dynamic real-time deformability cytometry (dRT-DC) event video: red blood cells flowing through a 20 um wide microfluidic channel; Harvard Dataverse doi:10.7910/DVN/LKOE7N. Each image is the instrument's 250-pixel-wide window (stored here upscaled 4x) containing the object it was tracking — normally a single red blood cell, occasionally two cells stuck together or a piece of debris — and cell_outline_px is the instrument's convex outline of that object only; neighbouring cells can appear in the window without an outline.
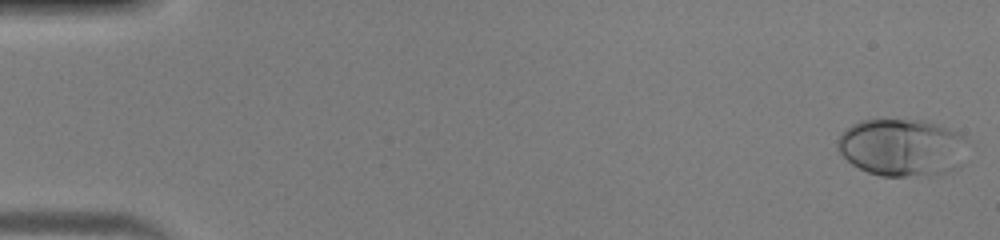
{"species": "human", "species_latin": "Homo sapiens", "temperature_condition": "warm", "stored_images_in_passage": 45, "camera_frame_rate_fps": 3000, "um_per_image_px": 0.085, "donor": {"sex": "male"}, "frame": {"image": 1, "passage_image": 1, "time_ms": 0.0, "image_size_px": [1000, 240], "cell_outline_px": [[964, 140], [960, 168], [944, 172], [908, 176], [880, 176], [868, 172], [852, 164], [836, 148], [836, 140], [852, 124], [860, 120], [928, 120], [940, 124], [956, 132]], "centroid_in_image_um": [76.62, 12.52], "position_along_channel_um": 8.4, "area_um2": 43.0}}
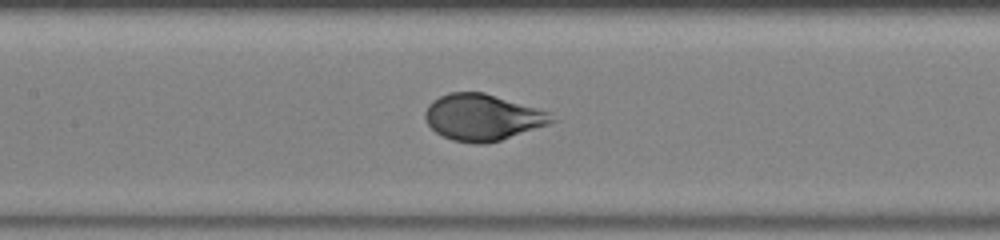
{"frame": {"image": 2, "passage_image": 22, "time_ms": 7.0, "image_size_px": [1000, 240], "cell_outline_px": [[556, 120], [548, 124], [500, 140], [484, 144], [476, 144], [452, 140], [436, 132], [428, 124], [424, 116], [424, 112], [428, 104], [432, 100], [448, 92], [484, 92], [552, 112]], "centroid_in_image_um": [41.01, 9.96], "position_along_channel_um": 166.4, "area_um2": 34.22}}
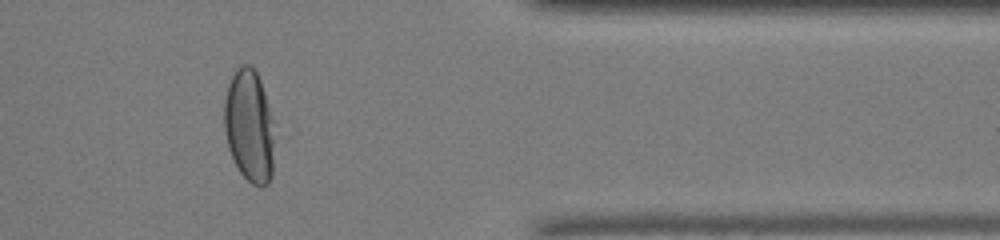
{"frame": {"image": 3, "passage_image": 38, "time_ms": 12.333, "image_size_px": [1000, 240], "cell_outline_px": [[272, 176], [268, 184], [260, 188], [252, 184], [240, 172], [228, 148], [224, 132], [224, 100], [228, 84], [236, 68], [240, 64], [252, 64], [260, 80], [272, 116]], "centroid_in_image_um": [21.16, 10.69], "position_along_channel_um": 390.2, "area_um2": 32.89}}